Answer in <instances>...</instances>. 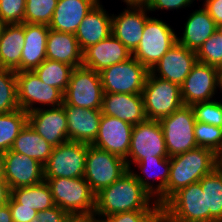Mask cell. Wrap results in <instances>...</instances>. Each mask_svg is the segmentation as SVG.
Here are the masks:
<instances>
[{
	"mask_svg": "<svg viewBox=\"0 0 222 222\" xmlns=\"http://www.w3.org/2000/svg\"><path fill=\"white\" fill-rule=\"evenodd\" d=\"M127 211H164V207L139 183L133 170L96 193L93 218Z\"/></svg>",
	"mask_w": 222,
	"mask_h": 222,
	"instance_id": "6da1fadb",
	"label": "cell"
},
{
	"mask_svg": "<svg viewBox=\"0 0 222 222\" xmlns=\"http://www.w3.org/2000/svg\"><path fill=\"white\" fill-rule=\"evenodd\" d=\"M217 167L216 154L207 148L196 147L170 157V175L166 185V202L180 189L199 182Z\"/></svg>",
	"mask_w": 222,
	"mask_h": 222,
	"instance_id": "7a4b0ae2",
	"label": "cell"
},
{
	"mask_svg": "<svg viewBox=\"0 0 222 222\" xmlns=\"http://www.w3.org/2000/svg\"><path fill=\"white\" fill-rule=\"evenodd\" d=\"M45 181L50 187L56 206L66 211L72 218L93 220L96 194L84 177H59Z\"/></svg>",
	"mask_w": 222,
	"mask_h": 222,
	"instance_id": "3957f363",
	"label": "cell"
},
{
	"mask_svg": "<svg viewBox=\"0 0 222 222\" xmlns=\"http://www.w3.org/2000/svg\"><path fill=\"white\" fill-rule=\"evenodd\" d=\"M163 207L166 222H210L206 193L199 182L180 189Z\"/></svg>",
	"mask_w": 222,
	"mask_h": 222,
	"instance_id": "277c9868",
	"label": "cell"
},
{
	"mask_svg": "<svg viewBox=\"0 0 222 222\" xmlns=\"http://www.w3.org/2000/svg\"><path fill=\"white\" fill-rule=\"evenodd\" d=\"M166 22L150 17L144 26L139 45L132 53L149 71L177 43V34Z\"/></svg>",
	"mask_w": 222,
	"mask_h": 222,
	"instance_id": "5b68a950",
	"label": "cell"
},
{
	"mask_svg": "<svg viewBox=\"0 0 222 222\" xmlns=\"http://www.w3.org/2000/svg\"><path fill=\"white\" fill-rule=\"evenodd\" d=\"M142 96L147 119L160 120L184 105L179 85L156 77L150 72Z\"/></svg>",
	"mask_w": 222,
	"mask_h": 222,
	"instance_id": "8992f818",
	"label": "cell"
},
{
	"mask_svg": "<svg viewBox=\"0 0 222 222\" xmlns=\"http://www.w3.org/2000/svg\"><path fill=\"white\" fill-rule=\"evenodd\" d=\"M149 72L133 56L106 67L99 72L104 94H142Z\"/></svg>",
	"mask_w": 222,
	"mask_h": 222,
	"instance_id": "52a82bcc",
	"label": "cell"
},
{
	"mask_svg": "<svg viewBox=\"0 0 222 222\" xmlns=\"http://www.w3.org/2000/svg\"><path fill=\"white\" fill-rule=\"evenodd\" d=\"M126 160L88 144L84 179L96 194L128 171Z\"/></svg>",
	"mask_w": 222,
	"mask_h": 222,
	"instance_id": "ba28073f",
	"label": "cell"
},
{
	"mask_svg": "<svg viewBox=\"0 0 222 222\" xmlns=\"http://www.w3.org/2000/svg\"><path fill=\"white\" fill-rule=\"evenodd\" d=\"M158 121L163 131L169 157L198 147L194 137L196 120L191 106L183 105L171 115Z\"/></svg>",
	"mask_w": 222,
	"mask_h": 222,
	"instance_id": "9c48e42d",
	"label": "cell"
},
{
	"mask_svg": "<svg viewBox=\"0 0 222 222\" xmlns=\"http://www.w3.org/2000/svg\"><path fill=\"white\" fill-rule=\"evenodd\" d=\"M103 86L99 72L84 66L73 69L62 106L101 109Z\"/></svg>",
	"mask_w": 222,
	"mask_h": 222,
	"instance_id": "30bf717a",
	"label": "cell"
},
{
	"mask_svg": "<svg viewBox=\"0 0 222 222\" xmlns=\"http://www.w3.org/2000/svg\"><path fill=\"white\" fill-rule=\"evenodd\" d=\"M167 157L165 139L158 120L146 119L134 125L128 157L125 159L129 170L132 168L131 163L135 164L142 159Z\"/></svg>",
	"mask_w": 222,
	"mask_h": 222,
	"instance_id": "8fae6325",
	"label": "cell"
},
{
	"mask_svg": "<svg viewBox=\"0 0 222 222\" xmlns=\"http://www.w3.org/2000/svg\"><path fill=\"white\" fill-rule=\"evenodd\" d=\"M88 144L68 141L53 148L44 165V178L84 177Z\"/></svg>",
	"mask_w": 222,
	"mask_h": 222,
	"instance_id": "7c38bea8",
	"label": "cell"
},
{
	"mask_svg": "<svg viewBox=\"0 0 222 222\" xmlns=\"http://www.w3.org/2000/svg\"><path fill=\"white\" fill-rule=\"evenodd\" d=\"M17 95L20 109L29 113L35 110L36 103L52 108L62 106L64 93L43 83L38 75L32 71L16 72Z\"/></svg>",
	"mask_w": 222,
	"mask_h": 222,
	"instance_id": "4fadbf2b",
	"label": "cell"
},
{
	"mask_svg": "<svg viewBox=\"0 0 222 222\" xmlns=\"http://www.w3.org/2000/svg\"><path fill=\"white\" fill-rule=\"evenodd\" d=\"M217 88L222 91V71L215 66L197 61L180 86L183 104L192 106L213 100L211 98Z\"/></svg>",
	"mask_w": 222,
	"mask_h": 222,
	"instance_id": "5bb4252c",
	"label": "cell"
},
{
	"mask_svg": "<svg viewBox=\"0 0 222 222\" xmlns=\"http://www.w3.org/2000/svg\"><path fill=\"white\" fill-rule=\"evenodd\" d=\"M133 127L121 119L102 114L98 134L91 145L126 159Z\"/></svg>",
	"mask_w": 222,
	"mask_h": 222,
	"instance_id": "9a60e30c",
	"label": "cell"
},
{
	"mask_svg": "<svg viewBox=\"0 0 222 222\" xmlns=\"http://www.w3.org/2000/svg\"><path fill=\"white\" fill-rule=\"evenodd\" d=\"M4 179L10 190L28 187L45 180L44 165L24 154L4 152Z\"/></svg>",
	"mask_w": 222,
	"mask_h": 222,
	"instance_id": "2e32d148",
	"label": "cell"
},
{
	"mask_svg": "<svg viewBox=\"0 0 222 222\" xmlns=\"http://www.w3.org/2000/svg\"><path fill=\"white\" fill-rule=\"evenodd\" d=\"M35 107L28 113V123L48 143L56 147L68 142L67 119L63 106L54 108Z\"/></svg>",
	"mask_w": 222,
	"mask_h": 222,
	"instance_id": "e0dca14e",
	"label": "cell"
},
{
	"mask_svg": "<svg viewBox=\"0 0 222 222\" xmlns=\"http://www.w3.org/2000/svg\"><path fill=\"white\" fill-rule=\"evenodd\" d=\"M129 6V7H128ZM148 8L145 5H127V9L118 16L112 15V35L130 52L135 51L143 35Z\"/></svg>",
	"mask_w": 222,
	"mask_h": 222,
	"instance_id": "ac0fdd59",
	"label": "cell"
},
{
	"mask_svg": "<svg viewBox=\"0 0 222 222\" xmlns=\"http://www.w3.org/2000/svg\"><path fill=\"white\" fill-rule=\"evenodd\" d=\"M197 61L195 51L176 43L150 70V73L181 86Z\"/></svg>",
	"mask_w": 222,
	"mask_h": 222,
	"instance_id": "d6986e66",
	"label": "cell"
},
{
	"mask_svg": "<svg viewBox=\"0 0 222 222\" xmlns=\"http://www.w3.org/2000/svg\"><path fill=\"white\" fill-rule=\"evenodd\" d=\"M67 119L69 141L91 145L99 130L102 118L101 109H86L63 106Z\"/></svg>",
	"mask_w": 222,
	"mask_h": 222,
	"instance_id": "ffe728a7",
	"label": "cell"
},
{
	"mask_svg": "<svg viewBox=\"0 0 222 222\" xmlns=\"http://www.w3.org/2000/svg\"><path fill=\"white\" fill-rule=\"evenodd\" d=\"M131 56V52L111 34L83 51L82 66L100 72L104 68L123 62Z\"/></svg>",
	"mask_w": 222,
	"mask_h": 222,
	"instance_id": "44dd1931",
	"label": "cell"
},
{
	"mask_svg": "<svg viewBox=\"0 0 222 222\" xmlns=\"http://www.w3.org/2000/svg\"><path fill=\"white\" fill-rule=\"evenodd\" d=\"M101 112L132 125L147 119L142 94H104Z\"/></svg>",
	"mask_w": 222,
	"mask_h": 222,
	"instance_id": "7402d4cb",
	"label": "cell"
},
{
	"mask_svg": "<svg viewBox=\"0 0 222 222\" xmlns=\"http://www.w3.org/2000/svg\"><path fill=\"white\" fill-rule=\"evenodd\" d=\"M109 15L99 1L84 17L75 33L82 51L112 34V16Z\"/></svg>",
	"mask_w": 222,
	"mask_h": 222,
	"instance_id": "603a6c76",
	"label": "cell"
},
{
	"mask_svg": "<svg viewBox=\"0 0 222 222\" xmlns=\"http://www.w3.org/2000/svg\"><path fill=\"white\" fill-rule=\"evenodd\" d=\"M98 0H58L49 29L75 34L84 17Z\"/></svg>",
	"mask_w": 222,
	"mask_h": 222,
	"instance_id": "cb8c5ba5",
	"label": "cell"
},
{
	"mask_svg": "<svg viewBox=\"0 0 222 222\" xmlns=\"http://www.w3.org/2000/svg\"><path fill=\"white\" fill-rule=\"evenodd\" d=\"M48 32V25L24 23L25 43L19 72L32 71L46 59Z\"/></svg>",
	"mask_w": 222,
	"mask_h": 222,
	"instance_id": "d4e9b609",
	"label": "cell"
},
{
	"mask_svg": "<svg viewBox=\"0 0 222 222\" xmlns=\"http://www.w3.org/2000/svg\"><path fill=\"white\" fill-rule=\"evenodd\" d=\"M140 168L141 173L146 177L153 178V182L145 179L144 176L133 172L139 183L156 199L159 205L166 203V185L170 175V157L142 159L135 163ZM158 170V171H157ZM152 172V173H151ZM158 173V175H157ZM144 177V178H143ZM154 178H158L159 183L153 186Z\"/></svg>",
	"mask_w": 222,
	"mask_h": 222,
	"instance_id": "484cf974",
	"label": "cell"
},
{
	"mask_svg": "<svg viewBox=\"0 0 222 222\" xmlns=\"http://www.w3.org/2000/svg\"><path fill=\"white\" fill-rule=\"evenodd\" d=\"M46 59L63 62L74 68L82 66L83 51L79 47L75 34L49 29Z\"/></svg>",
	"mask_w": 222,
	"mask_h": 222,
	"instance_id": "4316f807",
	"label": "cell"
},
{
	"mask_svg": "<svg viewBox=\"0 0 222 222\" xmlns=\"http://www.w3.org/2000/svg\"><path fill=\"white\" fill-rule=\"evenodd\" d=\"M184 25L183 35L177 37V43L195 52L218 30L204 7L191 13Z\"/></svg>",
	"mask_w": 222,
	"mask_h": 222,
	"instance_id": "83f0119b",
	"label": "cell"
},
{
	"mask_svg": "<svg viewBox=\"0 0 222 222\" xmlns=\"http://www.w3.org/2000/svg\"><path fill=\"white\" fill-rule=\"evenodd\" d=\"M24 43V23L6 24L0 36V68L19 72Z\"/></svg>",
	"mask_w": 222,
	"mask_h": 222,
	"instance_id": "f1b7e54d",
	"label": "cell"
},
{
	"mask_svg": "<svg viewBox=\"0 0 222 222\" xmlns=\"http://www.w3.org/2000/svg\"><path fill=\"white\" fill-rule=\"evenodd\" d=\"M54 146L40 136L27 122L11 147V151L24 154L45 165Z\"/></svg>",
	"mask_w": 222,
	"mask_h": 222,
	"instance_id": "f546056e",
	"label": "cell"
},
{
	"mask_svg": "<svg viewBox=\"0 0 222 222\" xmlns=\"http://www.w3.org/2000/svg\"><path fill=\"white\" fill-rule=\"evenodd\" d=\"M11 197L21 204V207H29L39 211L55 206L49 185L45 180L28 187L11 190Z\"/></svg>",
	"mask_w": 222,
	"mask_h": 222,
	"instance_id": "4dcf8cb0",
	"label": "cell"
},
{
	"mask_svg": "<svg viewBox=\"0 0 222 222\" xmlns=\"http://www.w3.org/2000/svg\"><path fill=\"white\" fill-rule=\"evenodd\" d=\"M203 193H206L207 210H210V222H222V170L215 168L200 181Z\"/></svg>",
	"mask_w": 222,
	"mask_h": 222,
	"instance_id": "1f68e13d",
	"label": "cell"
},
{
	"mask_svg": "<svg viewBox=\"0 0 222 222\" xmlns=\"http://www.w3.org/2000/svg\"><path fill=\"white\" fill-rule=\"evenodd\" d=\"M74 67L56 60L45 59L33 71L40 80L65 93Z\"/></svg>",
	"mask_w": 222,
	"mask_h": 222,
	"instance_id": "d6a6232c",
	"label": "cell"
},
{
	"mask_svg": "<svg viewBox=\"0 0 222 222\" xmlns=\"http://www.w3.org/2000/svg\"><path fill=\"white\" fill-rule=\"evenodd\" d=\"M28 122V113L17 109L9 113L0 114V151L7 152L11 149L14 140Z\"/></svg>",
	"mask_w": 222,
	"mask_h": 222,
	"instance_id": "836d02e7",
	"label": "cell"
},
{
	"mask_svg": "<svg viewBox=\"0 0 222 222\" xmlns=\"http://www.w3.org/2000/svg\"><path fill=\"white\" fill-rule=\"evenodd\" d=\"M20 109L17 95L16 72L0 68V114Z\"/></svg>",
	"mask_w": 222,
	"mask_h": 222,
	"instance_id": "e575fe53",
	"label": "cell"
},
{
	"mask_svg": "<svg viewBox=\"0 0 222 222\" xmlns=\"http://www.w3.org/2000/svg\"><path fill=\"white\" fill-rule=\"evenodd\" d=\"M58 0H26L24 23L49 25Z\"/></svg>",
	"mask_w": 222,
	"mask_h": 222,
	"instance_id": "d590c367",
	"label": "cell"
},
{
	"mask_svg": "<svg viewBox=\"0 0 222 222\" xmlns=\"http://www.w3.org/2000/svg\"><path fill=\"white\" fill-rule=\"evenodd\" d=\"M194 137L198 147L210 149L215 154L222 148V127L196 121Z\"/></svg>",
	"mask_w": 222,
	"mask_h": 222,
	"instance_id": "8d00e7d4",
	"label": "cell"
},
{
	"mask_svg": "<svg viewBox=\"0 0 222 222\" xmlns=\"http://www.w3.org/2000/svg\"><path fill=\"white\" fill-rule=\"evenodd\" d=\"M199 62L215 66L222 71V34L217 30L196 52Z\"/></svg>",
	"mask_w": 222,
	"mask_h": 222,
	"instance_id": "74e56055",
	"label": "cell"
},
{
	"mask_svg": "<svg viewBox=\"0 0 222 222\" xmlns=\"http://www.w3.org/2000/svg\"><path fill=\"white\" fill-rule=\"evenodd\" d=\"M93 222H164V211H127L103 218H93Z\"/></svg>",
	"mask_w": 222,
	"mask_h": 222,
	"instance_id": "f35d334b",
	"label": "cell"
},
{
	"mask_svg": "<svg viewBox=\"0 0 222 222\" xmlns=\"http://www.w3.org/2000/svg\"><path fill=\"white\" fill-rule=\"evenodd\" d=\"M191 107L196 121L222 127L221 101L210 100L193 104Z\"/></svg>",
	"mask_w": 222,
	"mask_h": 222,
	"instance_id": "ab89813d",
	"label": "cell"
},
{
	"mask_svg": "<svg viewBox=\"0 0 222 222\" xmlns=\"http://www.w3.org/2000/svg\"><path fill=\"white\" fill-rule=\"evenodd\" d=\"M26 0H0V19L5 24L24 23Z\"/></svg>",
	"mask_w": 222,
	"mask_h": 222,
	"instance_id": "60d3db41",
	"label": "cell"
},
{
	"mask_svg": "<svg viewBox=\"0 0 222 222\" xmlns=\"http://www.w3.org/2000/svg\"><path fill=\"white\" fill-rule=\"evenodd\" d=\"M72 217L58 206L39 211L30 222H69Z\"/></svg>",
	"mask_w": 222,
	"mask_h": 222,
	"instance_id": "b9f144b4",
	"label": "cell"
},
{
	"mask_svg": "<svg viewBox=\"0 0 222 222\" xmlns=\"http://www.w3.org/2000/svg\"><path fill=\"white\" fill-rule=\"evenodd\" d=\"M12 213L13 222H30L37 217L38 211L29 207H21L11 196L7 203Z\"/></svg>",
	"mask_w": 222,
	"mask_h": 222,
	"instance_id": "7bdbcfd3",
	"label": "cell"
},
{
	"mask_svg": "<svg viewBox=\"0 0 222 222\" xmlns=\"http://www.w3.org/2000/svg\"><path fill=\"white\" fill-rule=\"evenodd\" d=\"M192 3V0H151L147 5V8L148 12L155 11L157 9L177 10L179 8H186V6L189 7V5Z\"/></svg>",
	"mask_w": 222,
	"mask_h": 222,
	"instance_id": "ee69618b",
	"label": "cell"
},
{
	"mask_svg": "<svg viewBox=\"0 0 222 222\" xmlns=\"http://www.w3.org/2000/svg\"><path fill=\"white\" fill-rule=\"evenodd\" d=\"M203 5L216 25L222 24V0H207Z\"/></svg>",
	"mask_w": 222,
	"mask_h": 222,
	"instance_id": "f6af8a7d",
	"label": "cell"
},
{
	"mask_svg": "<svg viewBox=\"0 0 222 222\" xmlns=\"http://www.w3.org/2000/svg\"><path fill=\"white\" fill-rule=\"evenodd\" d=\"M11 196V190L5 179H0V201H8Z\"/></svg>",
	"mask_w": 222,
	"mask_h": 222,
	"instance_id": "bcb514c9",
	"label": "cell"
},
{
	"mask_svg": "<svg viewBox=\"0 0 222 222\" xmlns=\"http://www.w3.org/2000/svg\"><path fill=\"white\" fill-rule=\"evenodd\" d=\"M0 222H13L12 213L8 204L0 209Z\"/></svg>",
	"mask_w": 222,
	"mask_h": 222,
	"instance_id": "7dc6e473",
	"label": "cell"
},
{
	"mask_svg": "<svg viewBox=\"0 0 222 222\" xmlns=\"http://www.w3.org/2000/svg\"><path fill=\"white\" fill-rule=\"evenodd\" d=\"M151 0H123L127 5H145L147 6Z\"/></svg>",
	"mask_w": 222,
	"mask_h": 222,
	"instance_id": "c3c4849f",
	"label": "cell"
},
{
	"mask_svg": "<svg viewBox=\"0 0 222 222\" xmlns=\"http://www.w3.org/2000/svg\"><path fill=\"white\" fill-rule=\"evenodd\" d=\"M0 179H4V153L0 151Z\"/></svg>",
	"mask_w": 222,
	"mask_h": 222,
	"instance_id": "681fc988",
	"label": "cell"
},
{
	"mask_svg": "<svg viewBox=\"0 0 222 222\" xmlns=\"http://www.w3.org/2000/svg\"><path fill=\"white\" fill-rule=\"evenodd\" d=\"M217 157V168L222 170V148L221 150L216 154Z\"/></svg>",
	"mask_w": 222,
	"mask_h": 222,
	"instance_id": "f907efd6",
	"label": "cell"
},
{
	"mask_svg": "<svg viewBox=\"0 0 222 222\" xmlns=\"http://www.w3.org/2000/svg\"><path fill=\"white\" fill-rule=\"evenodd\" d=\"M69 222H93L87 218H72Z\"/></svg>",
	"mask_w": 222,
	"mask_h": 222,
	"instance_id": "816d5d0a",
	"label": "cell"
},
{
	"mask_svg": "<svg viewBox=\"0 0 222 222\" xmlns=\"http://www.w3.org/2000/svg\"><path fill=\"white\" fill-rule=\"evenodd\" d=\"M5 25L6 24L0 19V36L2 35Z\"/></svg>",
	"mask_w": 222,
	"mask_h": 222,
	"instance_id": "f5cc1de1",
	"label": "cell"
},
{
	"mask_svg": "<svg viewBox=\"0 0 222 222\" xmlns=\"http://www.w3.org/2000/svg\"><path fill=\"white\" fill-rule=\"evenodd\" d=\"M7 203H8V201H0V209Z\"/></svg>",
	"mask_w": 222,
	"mask_h": 222,
	"instance_id": "db71d44e",
	"label": "cell"
},
{
	"mask_svg": "<svg viewBox=\"0 0 222 222\" xmlns=\"http://www.w3.org/2000/svg\"><path fill=\"white\" fill-rule=\"evenodd\" d=\"M218 31L222 34V24L218 26Z\"/></svg>",
	"mask_w": 222,
	"mask_h": 222,
	"instance_id": "11a10c76",
	"label": "cell"
}]
</instances>
